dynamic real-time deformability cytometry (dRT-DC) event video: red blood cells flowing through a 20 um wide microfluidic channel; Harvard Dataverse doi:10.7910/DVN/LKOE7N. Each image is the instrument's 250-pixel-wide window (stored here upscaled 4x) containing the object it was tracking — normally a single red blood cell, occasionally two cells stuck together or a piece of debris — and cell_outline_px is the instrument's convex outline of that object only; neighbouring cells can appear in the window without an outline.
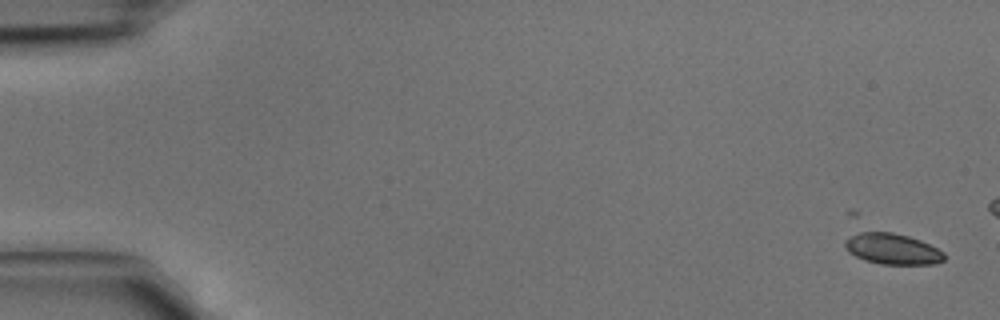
{"species": "common noctule bat (a hibernating species)", "species_latin": "Nyctalus noctula", "temperature_condition": "cold", "stored_images_in_passage": 5, "camera_frame_rate_fps": 3000, "um_per_image_px": 0.085, "animal": {"sex": "male", "body_mass_g": 15.6}, "frame": {"image": 1, "passage_image": 1, "time_ms": 0.0, "image_size_px": [1000, 320], "cell_outline_px": [[944, 260], [936, 264], [880, 264], [864, 260], [848, 252], [844, 248], [844, 240], [860, 228], [864, 228], [892, 232], [908, 236], [920, 240], [944, 252]], "centroid_in_image_um": [75.74, 21.1], "position_along_channel_um": 9.3, "area_um2": 18.55}}